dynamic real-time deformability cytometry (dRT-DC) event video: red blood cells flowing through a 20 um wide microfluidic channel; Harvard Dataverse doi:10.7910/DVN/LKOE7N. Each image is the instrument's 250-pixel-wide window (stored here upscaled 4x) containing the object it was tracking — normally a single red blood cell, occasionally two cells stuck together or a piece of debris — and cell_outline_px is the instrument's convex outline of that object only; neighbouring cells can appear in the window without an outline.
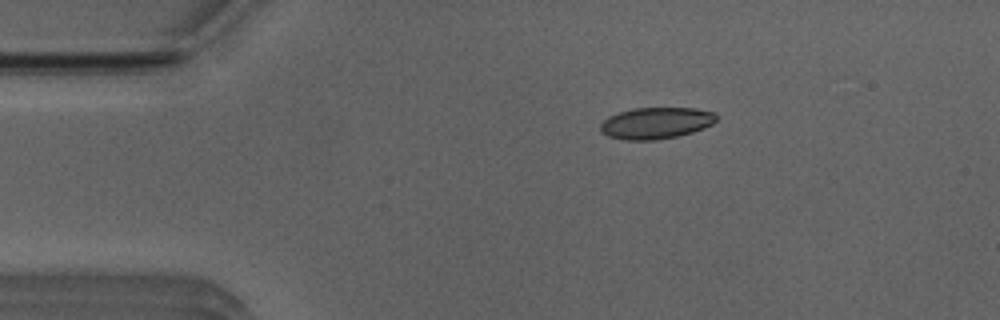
{"species": "Egyptian fruit bat (a non-hibernating species)", "species_latin": "Rousettus aegyptiacus", "temperature_condition": "room temperature", "stored_images_in_passage": 39, "camera_frame_rate_fps": 3000, "um_per_image_px": 0.085, "animal": {"sex": "male"}, "frame": {"image": 1, "passage_image": 2, "time_ms": 0.333, "image_size_px": [1000, 320], "cell_outline_px": [[716, 120], [712, 124], [704, 128], [692, 132], [676, 136], [656, 140], [624, 140], [608, 136], [600, 132], [600, 124], [608, 116], [632, 108], [696, 108], [712, 112], [716, 116]], "centroid_in_image_um": [55.72, 10.46], "position_along_channel_um": 29.3, "area_um2": 21.27}}
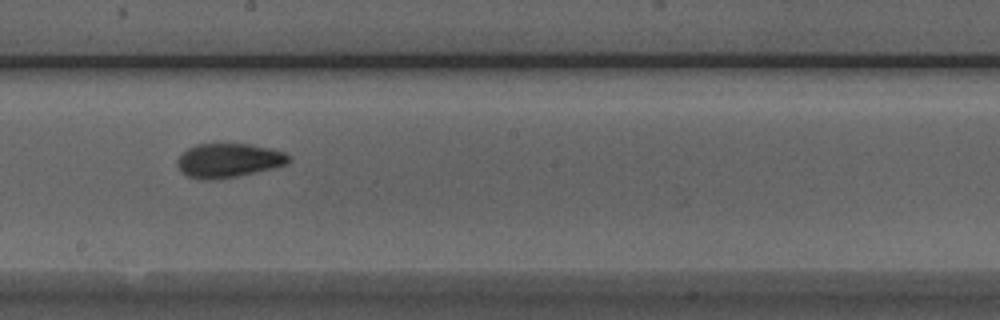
{"frame": {"image": 2, "passage_image": 21, "time_ms": 6.667, "image_size_px": [1000, 320], "cell_outline_px": [[292, 160], [288, 164], [272, 168], [236, 176], [212, 180], [200, 180], [188, 176], [180, 172], [176, 164], [176, 160], [188, 148], [196, 144], [248, 144], [272, 148], [284, 152], [292, 156]], "centroid_in_image_um": [19.43, 13.64], "position_along_channel_um": 228.8, "area_um2": 22.31}}
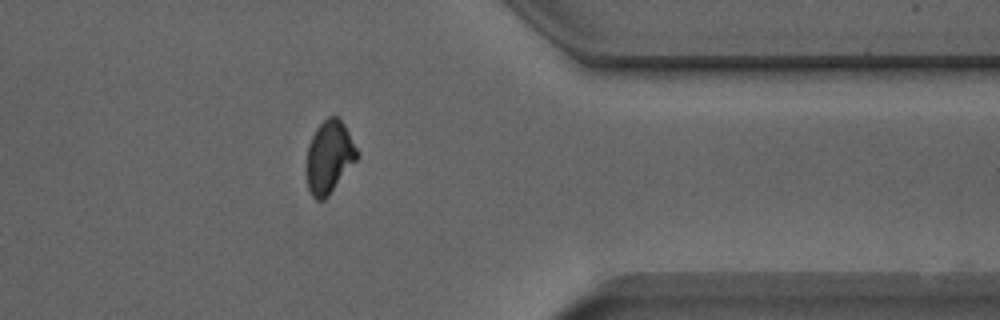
{"frame": {"image": 3, "passage_image": 34, "time_ms": 11.0, "image_size_px": [1000, 320], "cell_outline_px": [[360, 156], [328, 196], [324, 200], [316, 200], [312, 196], [308, 188], [304, 172], [304, 168], [308, 144], [316, 128], [328, 116], [336, 116], [344, 124], [360, 152]], "centroid_in_image_um": [27.96, 13.36], "position_along_channel_um": 383.4, "area_um2": 21.91}, "authors_computed_cell_mechanics": {"area_um2": 21.7906, "velocity_mm_per_s": 3.9372, "shape_relaxation_time_tau1_ms": 11.1028, "shape_relaxation_time_tau2_ms": 1.962, "deformation_change_tau1": 0.2267, "deformation_change_tau2": 0.0792}}